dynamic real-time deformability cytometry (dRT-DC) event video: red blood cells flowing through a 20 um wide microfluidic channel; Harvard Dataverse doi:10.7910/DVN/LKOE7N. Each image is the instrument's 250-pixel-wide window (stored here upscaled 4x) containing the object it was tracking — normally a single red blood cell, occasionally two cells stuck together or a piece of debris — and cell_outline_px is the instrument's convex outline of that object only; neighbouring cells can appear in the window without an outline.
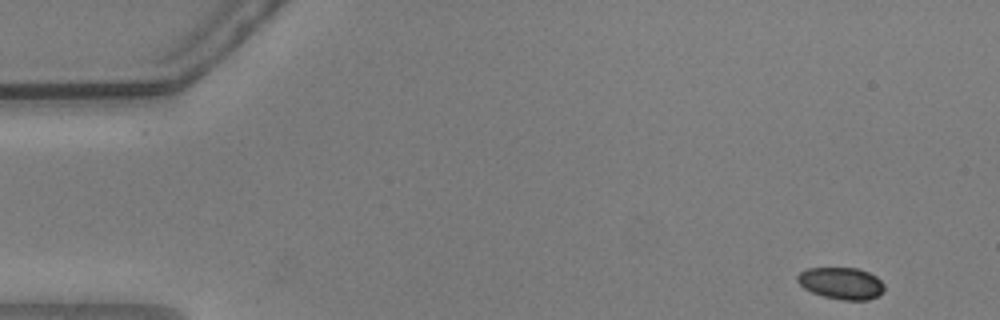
{"species": "common noctule bat (a hibernating species)", "species_latin": "Nyctalus noctula", "temperature_condition": "warm", "stored_images_in_passage": 21, "camera_frame_rate_fps": 3000, "um_per_image_px": 0.085, "animal": {"sex": "male", "body_mass_g": 20.5, "forearm_length_mm": 52.5}, "frame": {"image": 1, "passage_image": 1, "time_ms": 0.0, "image_size_px": [1000, 320], "cell_outline_px": [[884, 292], [868, 300], [840, 300], [824, 296], [812, 292], [804, 288], [796, 280], [796, 276], [800, 272], [808, 268], [856, 268], [868, 272], [876, 276], [884, 284]], "centroid_in_image_um": [71.51, 24.08], "position_along_channel_um": 13.5, "area_um2": 16.13}}
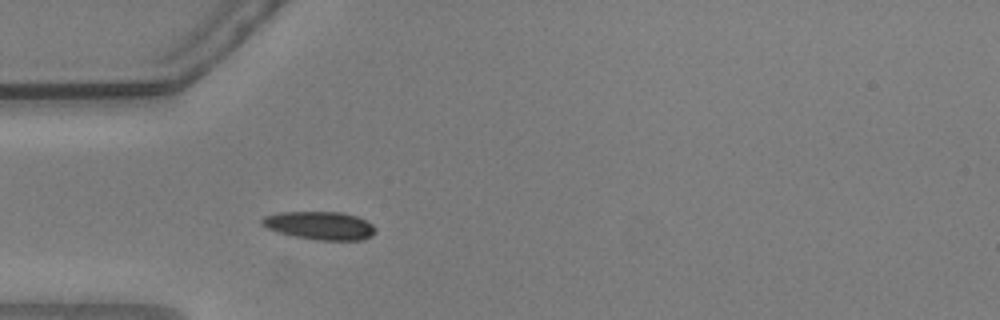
{"frame": {"image": 2, "passage_image": 14, "time_ms": 4.333, "image_size_px": [1000, 320], "cell_outline_px": [[376, 232], [372, 236], [364, 240], [316, 240], [292, 236], [276, 232], [260, 224], [260, 220], [264, 216], [280, 212], [344, 212], [368, 220], [376, 228]], "centroid_in_image_um": [27.21, 19.17], "position_along_channel_um": 57.8, "area_um2": 18.96}}
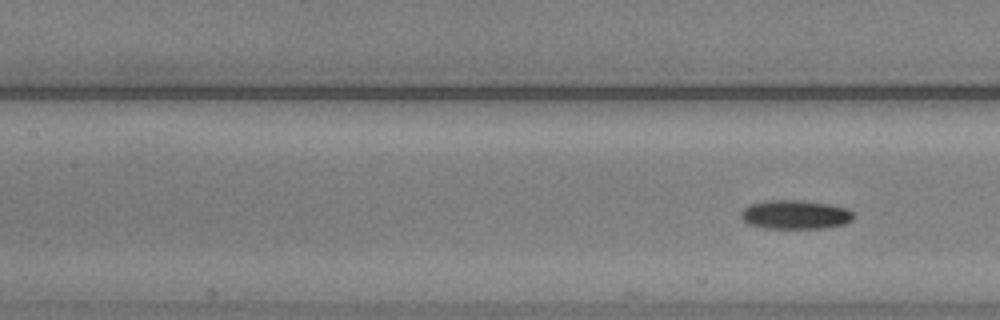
{"frame": {"image": 3, "passage_image": 21, "time_ms": 6.667, "image_size_px": [1000, 320], "cell_outline_px": [[852, 220], [844, 224], [824, 228], [764, 228], [748, 224], [740, 216], [740, 212], [748, 204], [768, 200], [800, 200], [828, 204], [848, 208], [852, 212]], "centroid_in_image_um": [67.56, 18.24], "position_along_channel_um": 139.8, "area_um2": 19.02}}